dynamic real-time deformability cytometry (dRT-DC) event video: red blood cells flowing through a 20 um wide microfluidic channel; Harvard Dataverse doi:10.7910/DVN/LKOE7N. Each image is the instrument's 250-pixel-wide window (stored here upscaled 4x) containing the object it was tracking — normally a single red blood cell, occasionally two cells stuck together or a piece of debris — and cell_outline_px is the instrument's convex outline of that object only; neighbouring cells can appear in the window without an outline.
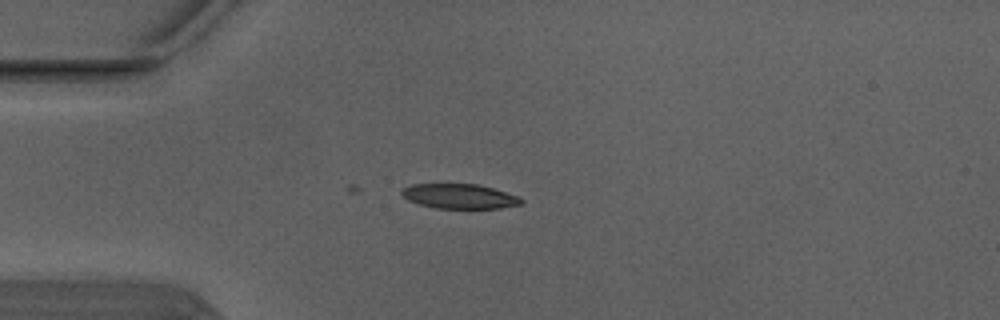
{"species": "Egyptian fruit bat (a non-hibernating species)", "species_latin": "Rousettus aegyptiacus", "temperature_condition": "warm", "stored_images_in_passage": 3, "camera_frame_rate_fps": 3000, "um_per_image_px": 0.085, "animal": {"sex": "male"}, "frame": {"image": 1, "passage_image": 3, "time_ms": 0.667, "image_size_px": [1000, 320], "cell_outline_px": [[524, 204], [500, 208], [436, 208], [420, 204], [408, 200], [400, 192], [404, 188], [412, 184], [480, 184], [520, 196], [524, 200]], "centroid_in_image_um": [39.13, 16.68], "position_along_channel_um": 45.9, "area_um2": 17.28}}